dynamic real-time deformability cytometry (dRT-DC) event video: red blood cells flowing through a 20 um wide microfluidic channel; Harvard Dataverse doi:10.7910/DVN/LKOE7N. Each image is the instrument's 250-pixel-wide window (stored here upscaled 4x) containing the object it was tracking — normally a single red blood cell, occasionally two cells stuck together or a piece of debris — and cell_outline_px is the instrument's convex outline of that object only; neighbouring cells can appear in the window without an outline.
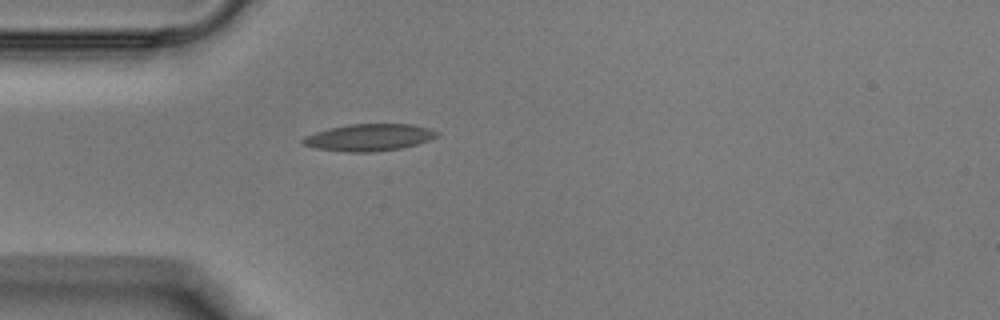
{"species": "Egyptian fruit bat (a non-hibernating species)", "species_latin": "Rousettus aegyptiacus", "temperature_condition": "warm", "stored_images_in_passage": 27, "camera_frame_rate_fps": 3000, "um_per_image_px": 0.085, "animal": {"sex": "male"}, "frame": {"image": 1, "passage_image": 1, "time_ms": 0.0, "image_size_px": [1000, 320], "cell_outline_px": [[440, 132], [436, 136], [428, 140], [416, 144], [400, 148], [372, 152], [348, 152], [316, 148], [304, 144], [300, 140], [304, 136], [328, 128], [348, 124], [412, 124], [428, 128]], "centroid_in_image_um": [31.35, 11.67], "position_along_channel_um": 53.7, "area_um2": 20.92}}
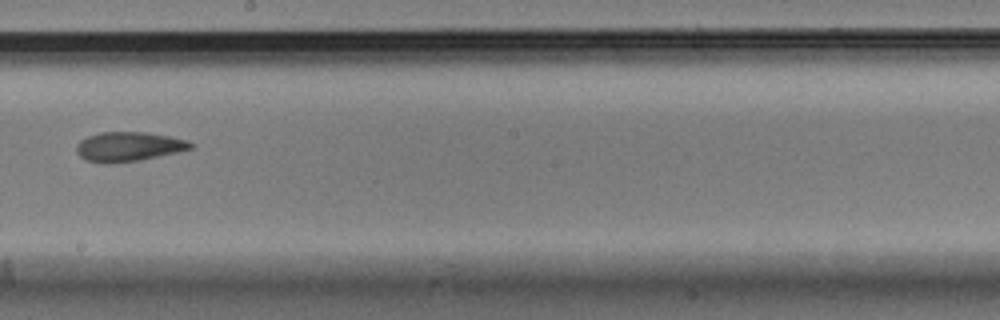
{"frame": {"image": 2, "passage_image": 12, "time_ms": 3.667, "image_size_px": [1000, 320], "cell_outline_px": [[192, 148], [176, 152], [140, 160], [108, 164], [88, 160], [80, 156], [76, 152], [76, 144], [80, 140], [88, 136], [100, 132], [144, 132], [168, 136], [188, 140], [192, 144]], "centroid_in_image_um": [10.89, 12.46], "position_along_channel_um": 237.3, "area_um2": 19.42}}
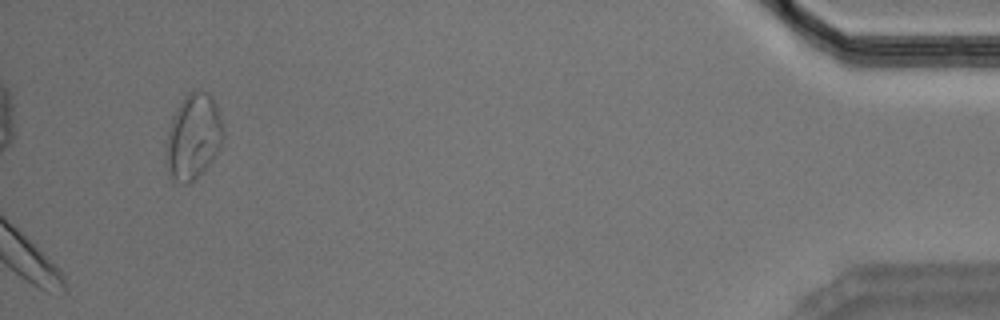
{"frame": {"image": 3, "passage_image": 27, "time_ms": 8.667, "image_size_px": [1000, 320], "cell_outline_px": [[224, 136], [220, 148], [196, 180], [188, 184], [184, 184], [176, 180], [168, 172], [164, 144], [172, 116], [184, 96], [188, 92], [208, 92], [212, 96], [216, 104], [224, 132]], "centroid_in_image_um": [16.41, 11.62], "position_along_channel_um": 418.8, "area_um2": 28.5}}